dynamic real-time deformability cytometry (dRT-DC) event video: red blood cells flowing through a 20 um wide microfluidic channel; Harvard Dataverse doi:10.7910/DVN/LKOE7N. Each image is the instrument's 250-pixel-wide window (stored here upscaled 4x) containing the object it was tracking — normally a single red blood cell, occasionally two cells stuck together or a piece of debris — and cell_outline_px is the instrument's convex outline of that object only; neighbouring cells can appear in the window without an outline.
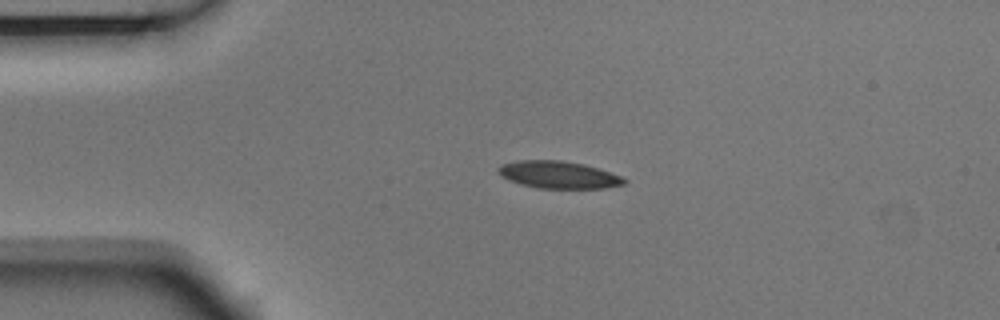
{"species": "Egyptian fruit bat (a non-hibernating species)", "species_latin": "Rousettus aegyptiacus", "temperature_condition": "room temperature", "stored_images_in_passage": 2, "camera_frame_rate_fps": 3000, "um_per_image_px": 0.085, "animal": {"sex": "male"}, "frame": {"image": 1, "passage_image": 2, "time_ms": 0.333, "image_size_px": [1000, 320], "cell_outline_px": [[628, 180], [624, 184], [604, 188], [540, 188], [520, 184], [508, 180], [500, 176], [496, 168], [500, 164], [516, 160], [560, 160], [584, 164], [600, 168], [620, 176]], "centroid_in_image_um": [47.43, 14.84], "position_along_channel_um": 37.6, "area_um2": 20.17}}